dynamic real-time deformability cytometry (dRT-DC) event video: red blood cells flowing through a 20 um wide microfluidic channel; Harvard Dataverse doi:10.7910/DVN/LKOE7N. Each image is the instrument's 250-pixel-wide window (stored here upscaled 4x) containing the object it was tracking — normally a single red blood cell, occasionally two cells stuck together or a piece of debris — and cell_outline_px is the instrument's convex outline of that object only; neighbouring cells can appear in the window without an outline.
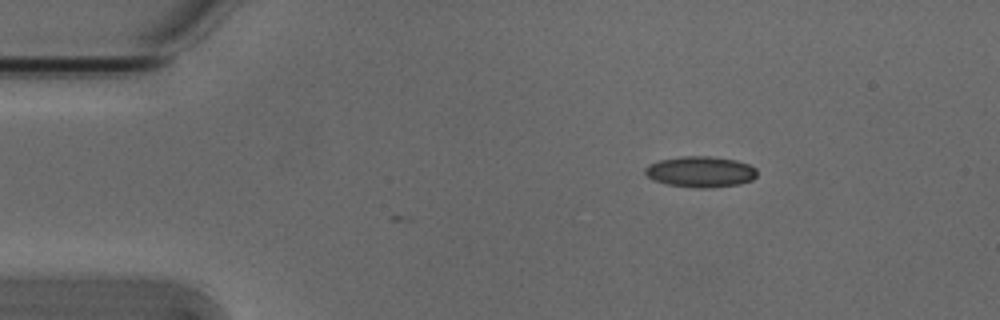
{"species": "Egyptian fruit bat (a non-hibernating species)", "species_latin": "Rousettus aegyptiacus", "temperature_condition": "cold", "stored_images_in_passage": 6, "camera_frame_rate_fps": 3000, "um_per_image_px": 0.085, "animal": {"sex": "male"}, "frame": {"image": 1, "passage_image": 6, "time_ms": 1.667, "image_size_px": [1000, 320], "cell_outline_px": [[756, 176], [752, 180], [740, 184], [712, 188], [696, 188], [668, 184], [652, 180], [644, 172], [644, 168], [648, 164], [660, 160], [684, 156], [708, 156], [736, 160], [748, 164], [756, 168]], "centroid_in_image_um": [59.54, 14.61], "position_along_channel_um": 25.5, "area_um2": 20.23}}